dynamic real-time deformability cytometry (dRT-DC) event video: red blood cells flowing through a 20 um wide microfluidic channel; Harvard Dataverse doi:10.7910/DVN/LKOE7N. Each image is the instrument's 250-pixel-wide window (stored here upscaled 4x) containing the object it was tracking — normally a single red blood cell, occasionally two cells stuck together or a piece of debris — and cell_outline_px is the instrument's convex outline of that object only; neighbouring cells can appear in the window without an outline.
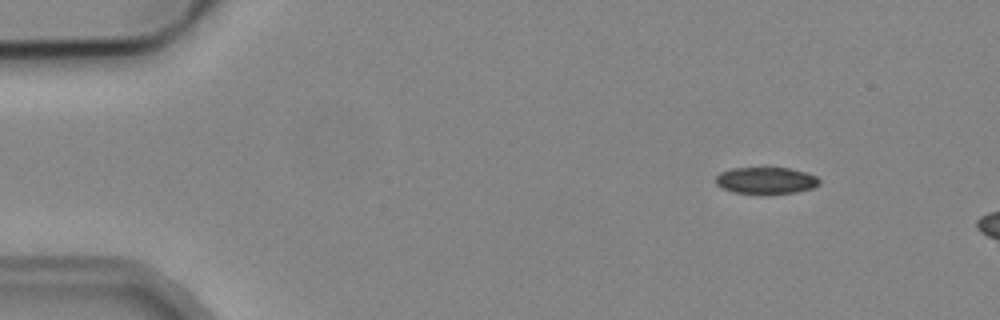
{"species": "common noctule bat (a hibernating species)", "species_latin": "Nyctalus noctula", "temperature_condition": "cold", "stored_images_in_passage": 3, "camera_frame_rate_fps": 3000, "um_per_image_px": 0.085, "animal": {"sex": "male", "body_mass_g": 19.2, "forearm_length_mm": 51.8}, "frame": {"image": 1, "passage_image": 2, "time_ms": 1.0, "image_size_px": [1000, 320], "cell_outline_px": [[820, 184], [812, 188], [796, 192], [732, 192], [716, 184], [716, 176], [720, 172], [732, 168], [764, 164], [788, 168], [804, 172], [816, 176], [820, 180]], "centroid_in_image_um": [65.09, 15.26], "position_along_channel_um": 19.9, "area_um2": 16.42}}